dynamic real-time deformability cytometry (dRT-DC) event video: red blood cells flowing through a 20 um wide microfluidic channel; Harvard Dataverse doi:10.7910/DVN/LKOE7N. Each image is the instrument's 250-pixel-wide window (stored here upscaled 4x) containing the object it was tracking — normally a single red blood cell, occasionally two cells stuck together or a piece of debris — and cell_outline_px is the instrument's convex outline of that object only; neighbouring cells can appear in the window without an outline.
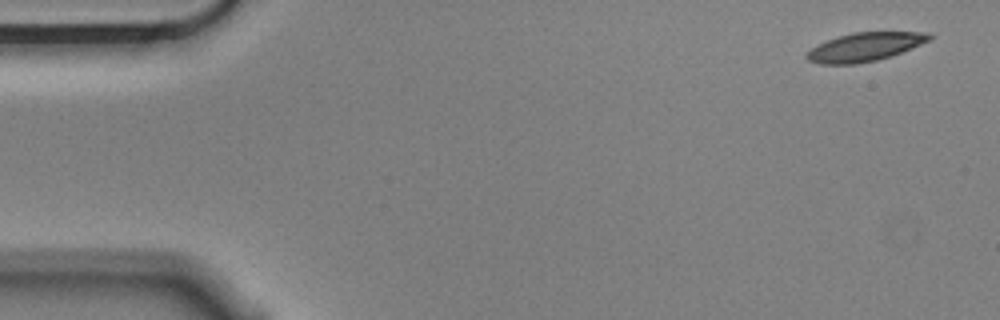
{"species": "Egyptian fruit bat (a non-hibernating species)", "species_latin": "Rousettus aegyptiacus", "temperature_condition": "cold", "stored_images_in_passage": 4, "camera_frame_rate_fps": 3000, "um_per_image_px": 0.085, "animal": {"sex": "male"}, "frame": {"image": 1, "passage_image": 1, "time_ms": 0.0, "image_size_px": [1000, 320], "cell_outline_px": [[932, 40], [892, 56], [876, 60], [856, 64], [820, 64], [808, 60], [804, 56], [816, 44], [852, 32], [928, 32], [932, 36]], "centroid_in_image_um": [73.53, 3.99], "position_along_channel_um": 11.5, "area_um2": 20.46}}
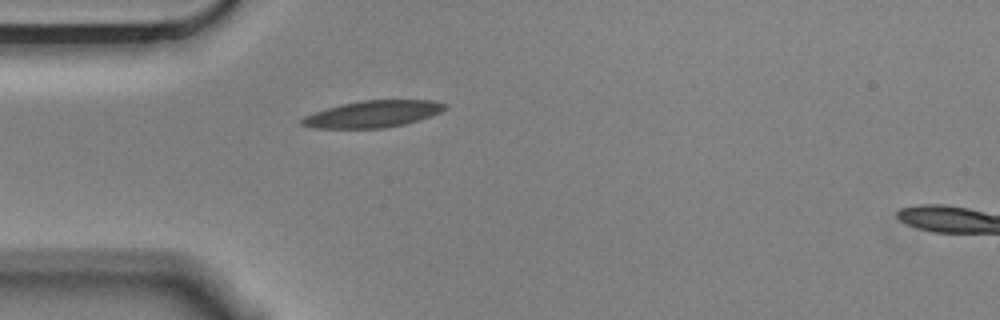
{"frame": {"image": 2, "passage_image": 4, "time_ms": 1.0, "image_size_px": [1000, 320], "cell_outline_px": [[448, 108], [440, 112], [404, 124], [384, 128], [312, 128], [300, 124], [300, 120], [304, 116], [340, 104], [360, 100], [432, 100], [448, 104]], "centroid_in_image_um": [31.68, 9.68], "position_along_channel_um": 53.3, "area_um2": 22.2}}